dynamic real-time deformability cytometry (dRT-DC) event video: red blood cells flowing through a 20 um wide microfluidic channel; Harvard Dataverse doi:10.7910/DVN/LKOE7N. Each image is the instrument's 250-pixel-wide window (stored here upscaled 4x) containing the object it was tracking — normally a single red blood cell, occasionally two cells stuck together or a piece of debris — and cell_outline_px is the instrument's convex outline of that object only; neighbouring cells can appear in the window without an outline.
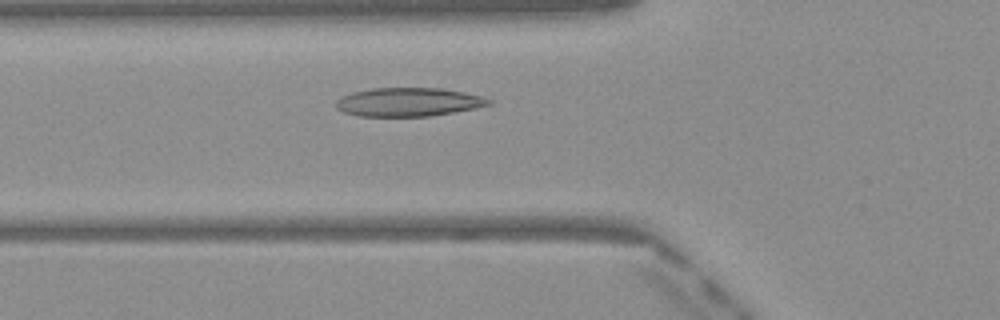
{"species": "Egyptian fruit bat (a non-hibernating species)", "species_latin": "Rousettus aegyptiacus", "temperature_condition": "warm", "stored_images_in_passage": 41, "camera_frame_rate_fps": 3000, "um_per_image_px": 0.085, "frame": {"image": 1, "passage_image": 11, "time_ms": 3.333, "image_size_px": [1000, 320], "cell_outline_px": [[492, 104], [476, 108], [456, 112], [428, 116], [360, 116], [344, 112], [336, 108], [336, 100], [340, 96], [352, 92], [372, 88], [444, 88], [464, 92], [480, 96], [492, 100]], "centroid_in_image_um": [34.72, 8.67], "position_along_channel_um": 91.1, "area_um2": 25.61}}
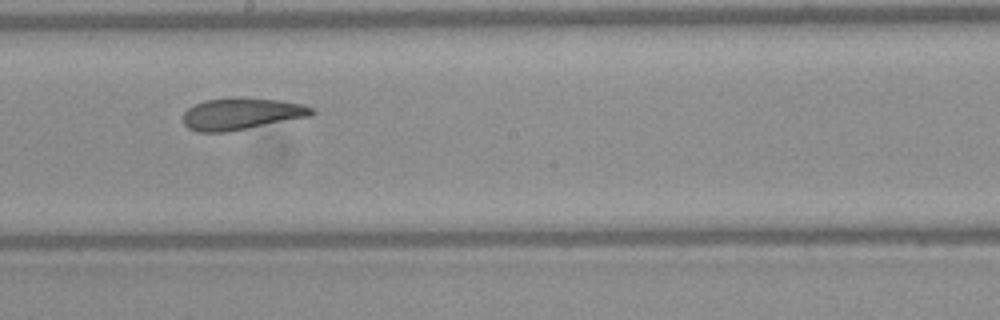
{"frame": {"image": 2, "passage_image": 21, "time_ms": 6.667, "image_size_px": [1000, 320], "cell_outline_px": [[316, 112], [312, 116], [228, 132], [196, 132], [188, 128], [184, 124], [184, 112], [188, 108], [204, 100], [280, 100], [304, 104], [312, 108]], "centroid_in_image_um": [20.55, 9.72], "position_along_channel_um": 227.7, "area_um2": 23.12}}
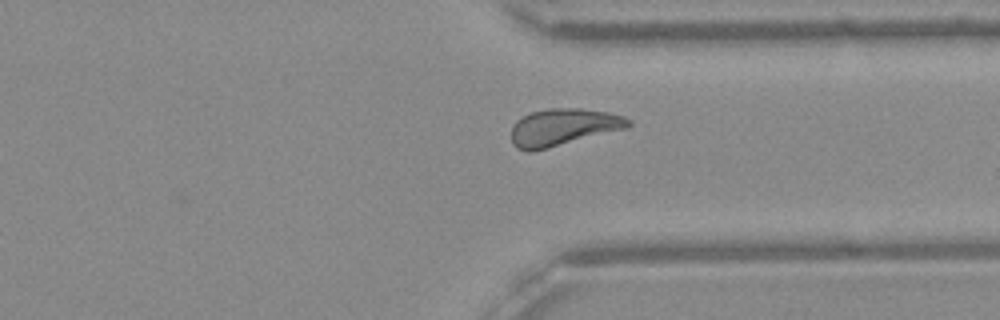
{"frame": {"image": 3, "passage_image": 31, "time_ms": 10.0, "image_size_px": [1000, 320], "cell_outline_px": [[632, 124], [628, 128], [532, 152], [528, 152], [516, 148], [512, 144], [512, 124], [520, 116], [532, 112], [548, 108], [580, 108], [608, 112], [624, 116], [632, 120]], "centroid_in_image_um": [47.87, 10.81], "position_along_channel_um": 363.5, "area_um2": 25.61}, "authors_computed_cell_mechanics": {"area_um2": 24.4494, "velocity_mm_per_s": 4.0756, "shape_relaxation_time_tau1_ms": null, "shape_relaxation_time_tau2_ms": 2.7152, "deformation_change_tau1": null, "deformation_change_tau2": 0.1066}}